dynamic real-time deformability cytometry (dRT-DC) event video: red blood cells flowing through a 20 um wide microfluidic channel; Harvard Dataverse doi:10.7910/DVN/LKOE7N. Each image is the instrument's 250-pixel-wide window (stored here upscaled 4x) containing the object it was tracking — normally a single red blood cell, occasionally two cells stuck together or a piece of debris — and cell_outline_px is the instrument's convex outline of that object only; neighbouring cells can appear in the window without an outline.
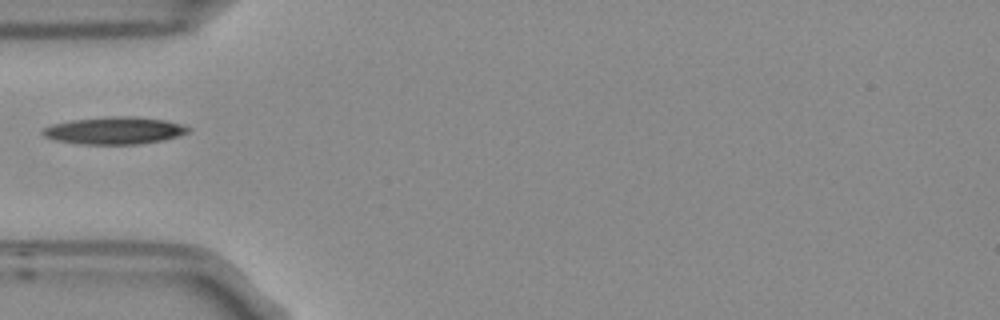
{"species": "Egyptian fruit bat (a non-hibernating species)", "species_latin": "Rousettus aegyptiacus", "temperature_condition": "room temperature", "stored_images_in_passage": 2, "camera_frame_rate_fps": 3000, "um_per_image_px": 0.085, "frame": {"image": 1, "passage_image": 1, "time_ms": 0.0, "image_size_px": [1000, 320], "cell_outline_px": [[192, 128], [188, 132], [164, 140], [140, 144], [84, 144], [56, 140], [44, 136], [40, 132], [44, 128], [52, 124], [72, 120], [108, 116], [136, 116], [164, 120], [184, 124]], "centroid_in_image_um": [9.76, 11.09], "position_along_channel_um": 75.2, "area_um2": 23.18}}